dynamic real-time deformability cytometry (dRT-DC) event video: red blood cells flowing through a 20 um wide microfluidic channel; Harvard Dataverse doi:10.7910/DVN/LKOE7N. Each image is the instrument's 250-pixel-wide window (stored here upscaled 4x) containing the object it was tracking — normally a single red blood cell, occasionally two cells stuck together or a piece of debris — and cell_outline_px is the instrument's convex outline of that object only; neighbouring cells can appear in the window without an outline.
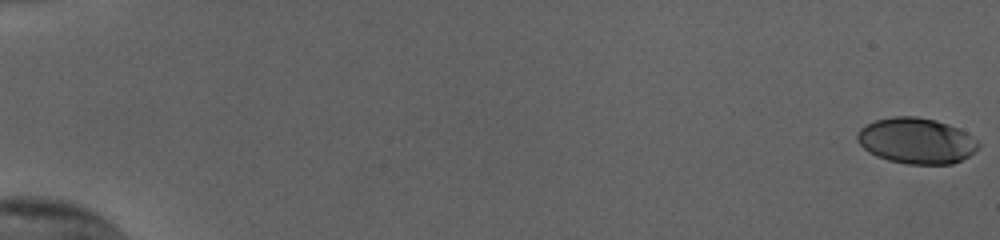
{"species": "human", "species_latin": "Homo sapiens", "temperature_condition": "cold", "stored_images_in_passage": 56, "camera_frame_rate_fps": 3000, "um_per_image_px": 0.085, "donor": {"sex": "female"}, "frame": {"image": 1, "passage_image": 1, "time_ms": 0.0, "image_size_px": [1000, 240], "cell_outline_px": [[980, 144], [976, 152], [952, 164], [908, 164], [888, 160], [876, 156], [868, 152], [856, 140], [856, 132], [860, 128], [876, 120], [892, 116], [916, 116], [936, 120], [960, 128], [972, 136]], "centroid_in_image_um": [77.89, 11.96], "position_along_channel_um": 7.1, "area_um2": 32.54}}
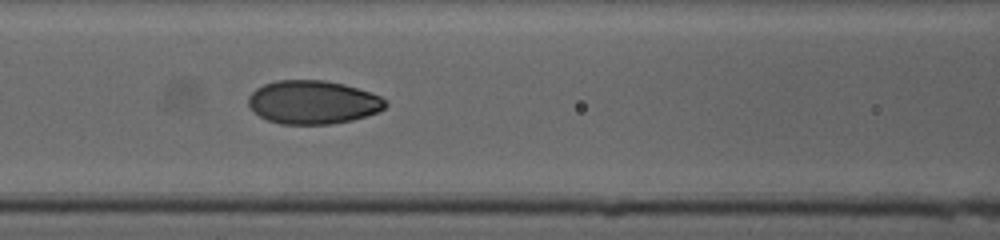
{"frame": {"image": 2, "passage_image": 27, "time_ms": 8.667, "image_size_px": [1000, 240], "cell_outline_px": [[388, 104], [380, 112], [352, 120], [332, 124], [280, 124], [268, 120], [252, 112], [248, 104], [248, 96], [256, 88], [264, 84], [276, 80], [324, 80], [344, 84], [380, 96]], "centroid_in_image_um": [26.57, 8.69], "position_along_channel_um": 140.0, "area_um2": 34.85}}
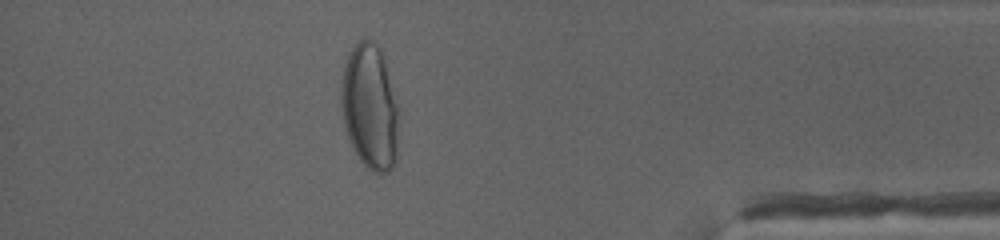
{"frame": {"image": 3, "passage_image": 50, "time_ms": 16.333, "image_size_px": [1000, 240], "cell_outline_px": [[400, 108], [396, 160], [392, 168], [388, 172], [376, 172], [368, 168], [360, 160], [348, 136], [344, 124], [340, 100], [340, 92], [344, 64], [352, 48], [360, 40], [368, 36], [376, 40], [380, 48]], "centroid_in_image_um": [31.47, 9.05], "position_along_channel_um": 403.7, "area_um2": 42.6}, "authors_computed_cell_mechanics": {"area_um2": 33.4951, "velocity_mm_per_s": 3.8367, "shape_relaxation_time_tau1_ms": 7.0499, "shape_relaxation_time_tau2_ms": null, "deformation_change_tau1": 0.2358, "deformation_change_tau2": null}}